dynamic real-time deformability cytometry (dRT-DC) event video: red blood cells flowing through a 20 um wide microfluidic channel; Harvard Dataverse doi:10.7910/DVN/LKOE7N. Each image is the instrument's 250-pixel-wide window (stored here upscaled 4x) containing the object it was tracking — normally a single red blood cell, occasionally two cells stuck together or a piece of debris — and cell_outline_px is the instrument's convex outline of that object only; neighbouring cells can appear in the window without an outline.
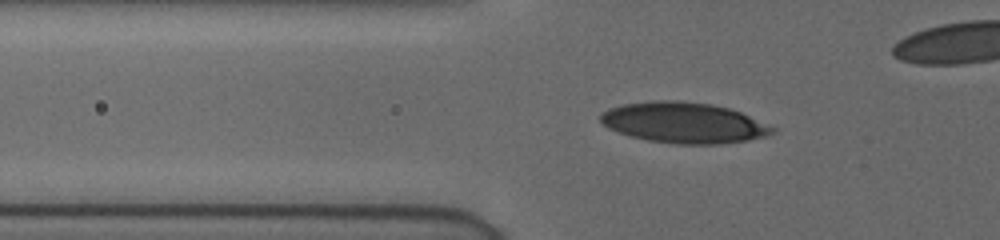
{"species": "human", "species_latin": "Homo sapiens", "temperature_condition": "cold", "stored_images_in_passage": 38, "camera_frame_rate_fps": 3000, "um_per_image_px": 0.085, "donor": {"sex": "female"}, "frame": {"image": 1, "passage_image": 8, "time_ms": 2.333, "image_size_px": [1000, 240], "cell_outline_px": [[776, 132], [768, 136], [748, 140], [716, 144], [676, 144], [648, 140], [632, 136], [608, 128], [600, 120], [600, 116], [608, 108], [624, 104], [652, 100], [676, 100], [712, 104], [728, 108], [740, 112], [776, 128]], "centroid_in_image_um": [58.15, 10.43], "position_along_channel_um": 67.7, "area_um2": 40.63}}
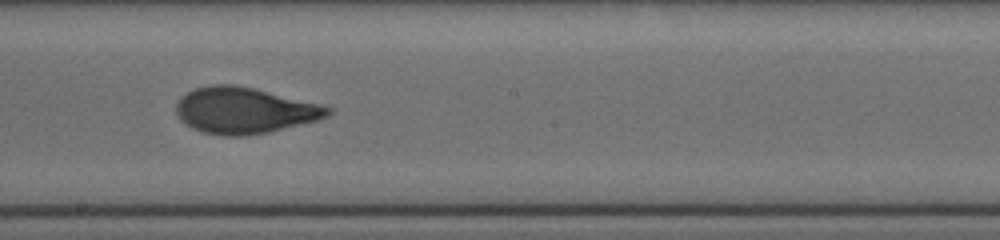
{"frame": {"image": 2, "passage_image": 21, "time_ms": 6.667, "image_size_px": [1000, 240], "cell_outline_px": [[332, 112], [328, 116], [316, 120], [268, 132], [244, 136], [224, 136], [204, 132], [192, 128], [180, 120], [176, 112], [176, 104], [180, 96], [196, 88], [212, 84], [232, 84], [252, 88], [320, 104], [332, 108]], "centroid_in_image_um": [20.74, 9.39], "position_along_channel_um": 227.5, "area_um2": 40.46}}
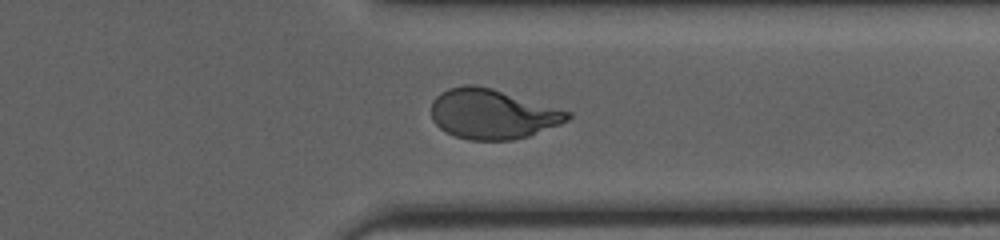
{"frame": {"image": 3, "passage_image": 32, "time_ms": 10.333, "image_size_px": [1000, 240], "cell_outline_px": [[572, 116], [568, 120], [560, 124], [528, 136], [512, 140], [468, 140], [456, 136], [440, 128], [432, 120], [432, 100], [440, 92], [448, 88], [464, 84], [476, 84], [492, 88], [572, 112]], "centroid_in_image_um": [41.84, 9.68], "position_along_channel_um": 369.6, "area_um2": 39.65}}